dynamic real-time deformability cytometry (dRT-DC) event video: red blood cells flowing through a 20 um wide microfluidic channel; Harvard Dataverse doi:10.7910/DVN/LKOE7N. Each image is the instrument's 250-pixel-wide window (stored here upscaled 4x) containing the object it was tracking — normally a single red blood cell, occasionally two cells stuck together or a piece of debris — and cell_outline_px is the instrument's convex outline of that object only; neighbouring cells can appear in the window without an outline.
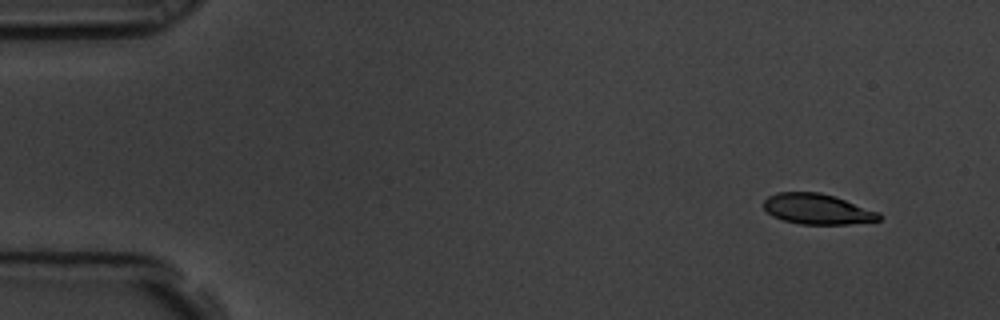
{"species": "common noctule bat (a hibernating species)", "species_latin": "Nyctalus noctula", "temperature_condition": "room temperature", "stored_images_in_passage": 4, "camera_frame_rate_fps": 3000, "um_per_image_px": 0.085, "animal": {"sex": "male", "body_mass_g": 19.5, "forearm_length_mm": 54.6}, "frame": {"image": 1, "passage_image": 1, "time_ms": 0.0, "image_size_px": [1000, 320], "cell_outline_px": [[884, 216], [880, 220], [848, 224], [800, 224], [784, 220], [772, 216], [764, 208], [764, 200], [768, 196], [776, 192], [820, 192], [880, 212]], "centroid_in_image_um": [69.47, 17.77], "position_along_channel_um": 15.5, "area_um2": 20.4}}
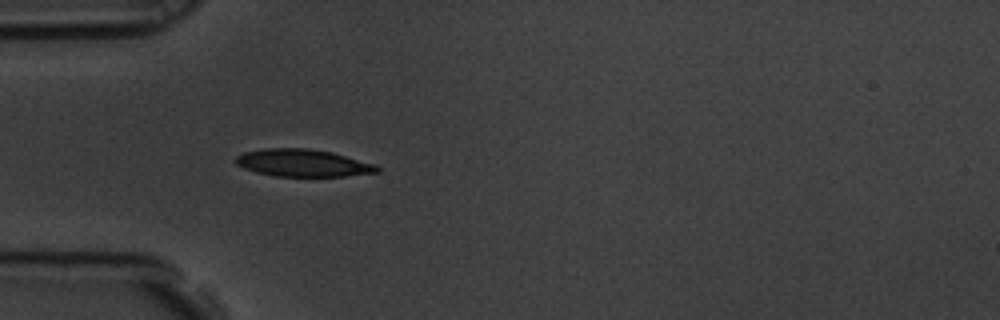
{"frame": {"image": 2, "passage_image": 4, "time_ms": 1.0, "image_size_px": [1000, 320], "cell_outline_px": [[380, 172], [344, 176], [276, 176], [256, 172], [244, 168], [236, 164], [232, 160], [236, 156], [244, 152], [264, 148], [308, 148], [332, 152], [376, 164], [380, 168]], "centroid_in_image_um": [25.74, 13.84], "position_along_channel_um": 59.3, "area_um2": 22.66}}